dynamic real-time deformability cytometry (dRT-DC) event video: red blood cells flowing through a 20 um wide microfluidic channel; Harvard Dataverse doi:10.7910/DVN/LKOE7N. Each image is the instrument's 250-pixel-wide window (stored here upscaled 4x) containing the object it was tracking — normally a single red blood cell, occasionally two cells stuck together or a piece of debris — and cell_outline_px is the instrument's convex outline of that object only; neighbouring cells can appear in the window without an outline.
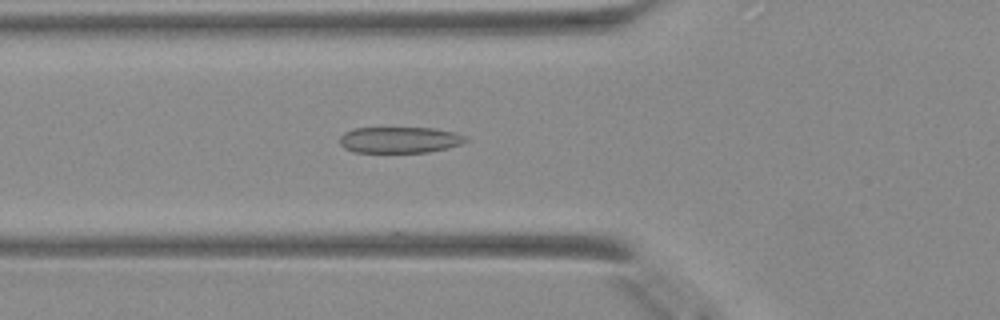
{"species": "Egyptian fruit bat (a non-hibernating species)", "species_latin": "Rousettus aegyptiacus", "temperature_condition": "warm", "stored_images_in_passage": 44, "camera_frame_rate_fps": 3000, "um_per_image_px": 0.085, "animal": {"sex": "female"}, "frame": {"image": 1, "passage_image": 16, "time_ms": 5.0, "image_size_px": [1000, 320], "cell_outline_px": [[468, 140], [460, 144], [448, 148], [428, 152], [352, 152], [344, 148], [340, 144], [340, 136], [344, 132], [352, 128], [432, 128], [452, 132], [464, 136]], "centroid_in_image_um": [33.92, 11.89], "position_along_channel_um": 91.9, "area_um2": 19.13}}
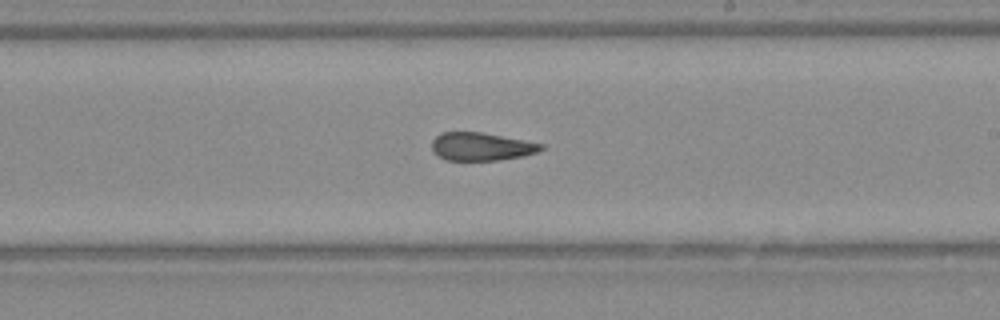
{"frame": {"image": 2, "passage_image": 27, "time_ms": 8.667, "image_size_px": [1000, 320], "cell_outline_px": [[544, 148], [536, 152], [524, 156], [500, 160], [444, 160], [436, 156], [432, 152], [432, 140], [440, 132], [480, 132], [544, 144]], "centroid_in_image_um": [40.86, 12.47], "position_along_channel_um": 248.1, "area_um2": 17.92}}
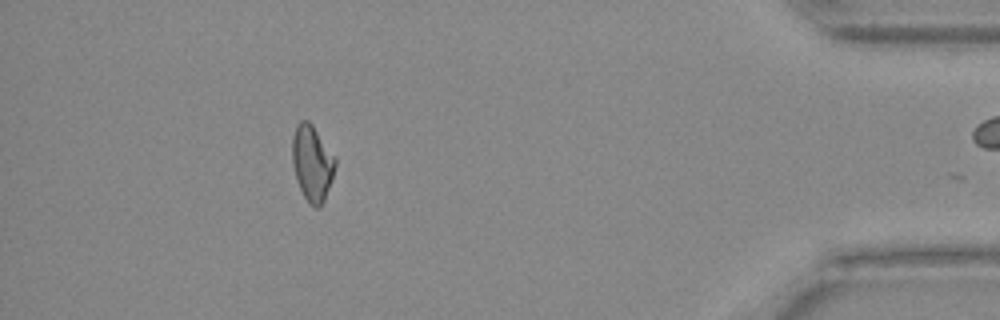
{"frame": {"image": 3, "passage_image": 42, "time_ms": 13.667, "image_size_px": [1000, 320], "cell_outline_px": [[336, 164], [332, 180], [324, 200], [320, 208], [316, 208], [304, 196], [296, 180], [292, 164], [292, 136], [296, 124], [300, 120], [308, 120], [312, 124], [336, 156]], "centroid_in_image_um": [26.53, 13.82], "position_along_channel_um": 408.7, "area_um2": 19.19}}